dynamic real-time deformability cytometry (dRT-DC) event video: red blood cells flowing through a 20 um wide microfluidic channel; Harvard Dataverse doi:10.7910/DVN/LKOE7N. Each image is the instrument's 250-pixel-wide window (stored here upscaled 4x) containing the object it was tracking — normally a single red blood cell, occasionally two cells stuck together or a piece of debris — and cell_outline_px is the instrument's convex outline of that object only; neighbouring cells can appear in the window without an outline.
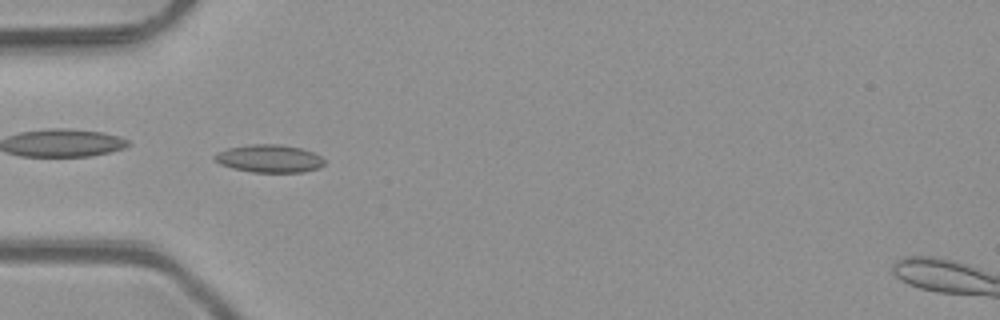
{"species": "common noctule bat (a hibernating species)", "species_latin": "Nyctalus noctula", "temperature_condition": "room temperature", "stored_images_in_passage": 49, "camera_frame_rate_fps": 3000, "um_per_image_px": 0.085, "animal": {"sex": "male", "body_mass_g": 23.1, "forearm_length_mm": 52.7}, "frame": {"image": 1, "passage_image": 15, "time_ms": 4.667, "image_size_px": [1000, 320], "cell_outline_px": [[324, 164], [320, 168], [304, 172], [252, 172], [232, 168], [220, 164], [212, 156], [216, 152], [228, 148], [248, 144], [280, 144], [300, 148], [312, 152], [320, 156], [324, 160]], "centroid_in_image_um": [22.87, 13.48], "position_along_channel_um": 62.1, "area_um2": 17.86}}
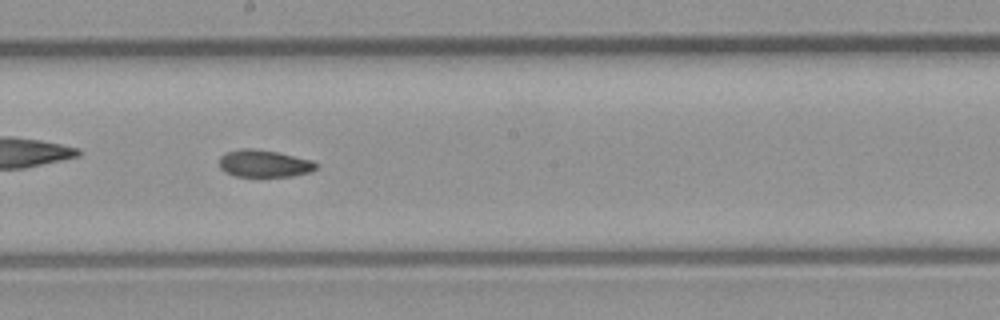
{"frame": {"image": 2, "passage_image": 27, "time_ms": 8.667, "image_size_px": [1000, 320], "cell_outline_px": [[316, 168], [308, 172], [292, 176], [236, 176], [224, 172], [220, 168], [220, 156], [228, 152], [240, 148], [252, 148], [276, 152], [312, 160], [316, 164]], "centroid_in_image_um": [22.41, 13.9], "position_along_channel_um": 225.8, "area_um2": 15.14}}
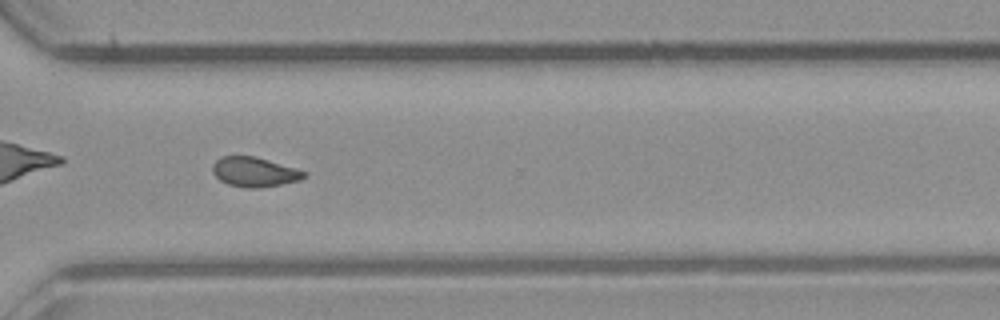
{"frame": {"image": 3, "passage_image": 36, "time_ms": 11.667, "image_size_px": [1000, 320], "cell_outline_px": [[304, 176], [300, 180], [280, 184], [256, 188], [244, 188], [228, 184], [220, 180], [212, 172], [212, 164], [220, 156], [256, 156], [304, 172]], "centroid_in_image_um": [21.53, 14.61], "position_along_channel_um": 349.1, "area_um2": 15.49}, "authors_computed_cell_mechanics": {"area_um2": 15.9528, "velocity_mm_per_s": 4.1284, "shape_relaxation_time_tau1_ms": null, "shape_relaxation_time_tau2_ms": 4.2034, "deformation_change_tau1": null, "deformation_change_tau2": 0.1}}